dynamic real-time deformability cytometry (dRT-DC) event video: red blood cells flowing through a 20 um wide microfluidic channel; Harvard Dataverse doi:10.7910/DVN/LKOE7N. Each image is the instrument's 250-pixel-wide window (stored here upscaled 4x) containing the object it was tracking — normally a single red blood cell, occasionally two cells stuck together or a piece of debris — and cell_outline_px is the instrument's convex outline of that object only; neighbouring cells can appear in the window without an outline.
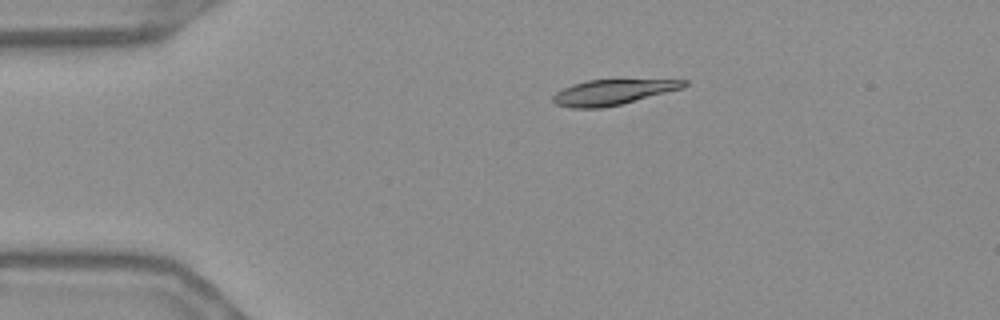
{"species": "Egyptian fruit bat (a non-hibernating species)", "species_latin": "Rousettus aegyptiacus", "temperature_condition": "warm", "stored_images_in_passage": 45, "camera_frame_rate_fps": 3000, "um_per_image_px": 0.085, "frame": {"image": 1, "passage_image": 1, "time_ms": 0.0, "image_size_px": [1000, 320], "cell_outline_px": [[688, 84], [684, 88], [620, 104], [600, 108], [572, 108], [556, 104], [552, 100], [552, 96], [556, 92], [572, 84], [588, 80], [688, 80]], "centroid_in_image_um": [52.07, 7.83], "position_along_channel_um": 32.9, "area_um2": 19.07}}
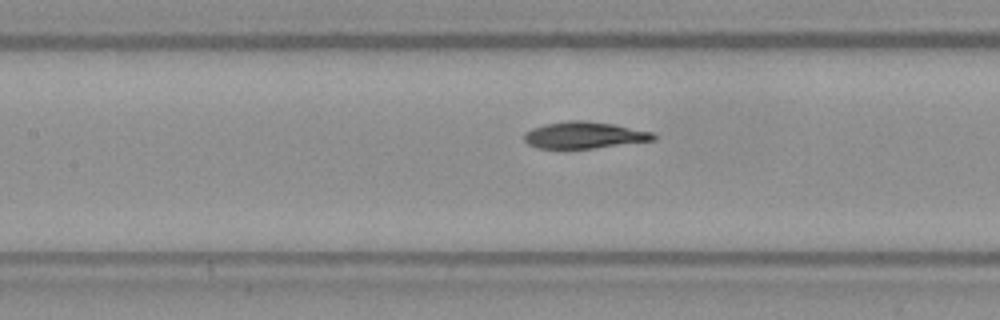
{"frame": {"image": 2, "passage_image": 15, "time_ms": 4.667, "image_size_px": [1000, 320], "cell_outline_px": [[656, 140], [592, 148], [536, 148], [528, 144], [524, 140], [524, 132], [532, 128], [544, 124], [568, 120], [584, 120], [612, 124], [652, 132], [656, 136]], "centroid_in_image_um": [49.62, 11.48], "position_along_channel_um": 157.8, "area_um2": 20.0}}
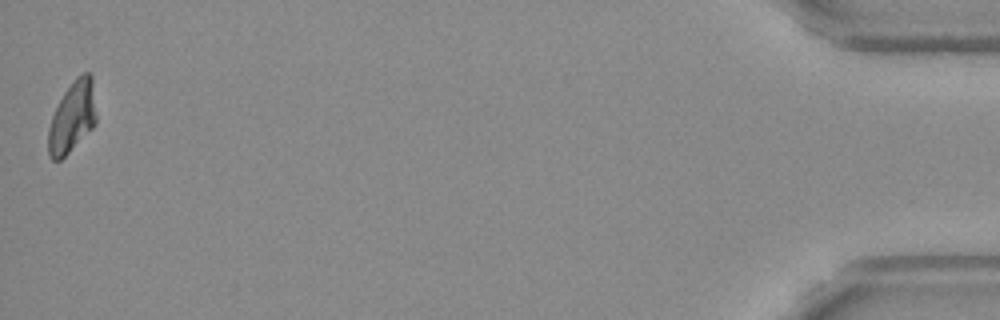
{"frame": {"image": 3, "passage_image": 45, "time_ms": 14.667, "image_size_px": [1000, 320], "cell_outline_px": [[96, 124], [60, 160], [52, 160], [48, 152], [48, 128], [52, 116], [64, 92], [76, 76], [84, 72], [88, 72], [92, 76], [96, 116]], "centroid_in_image_um": [6.14, 9.92], "position_along_channel_um": 429.1, "area_um2": 19.59}, "authors_computed_cell_mechanics": {"area_um2": 20.5768, "velocity_mm_per_s": 3.658, "shape_relaxation_time_tau1_ms": 4.3127, "shape_relaxation_time_tau2_ms": 2.0995, "deformation_change_tau1": 0.1803, "deformation_change_tau2": 0.0674}}